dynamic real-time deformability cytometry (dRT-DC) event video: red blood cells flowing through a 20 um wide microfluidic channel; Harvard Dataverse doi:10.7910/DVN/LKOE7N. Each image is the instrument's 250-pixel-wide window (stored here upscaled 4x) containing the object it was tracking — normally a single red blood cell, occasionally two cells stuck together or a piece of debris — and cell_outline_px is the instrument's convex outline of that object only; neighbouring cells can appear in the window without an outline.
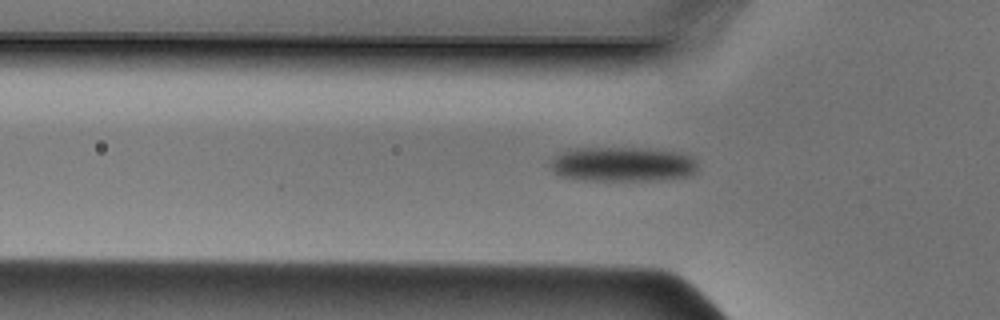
{"species": "Egyptian fruit bat (a non-hibernating species)", "species_latin": "Rousettus aegyptiacus", "temperature_condition": "cold", "stored_images_in_passage": 35, "camera_frame_rate_fps": 3000, "um_per_image_px": 0.085, "animal": {"sex": "male"}, "frame": {"image": 1, "passage_image": 7, "time_ms": 2.0, "image_size_px": [1000, 320], "cell_outline_px": [[684, 168], [668, 172], [584, 172], [564, 168], [564, 164], [568, 160], [576, 156], [660, 156], [680, 160], [684, 164]], "centroid_in_image_um": [53.0, 13.95], "position_along_channel_um": 72.8, "area_um2": 12.6}}
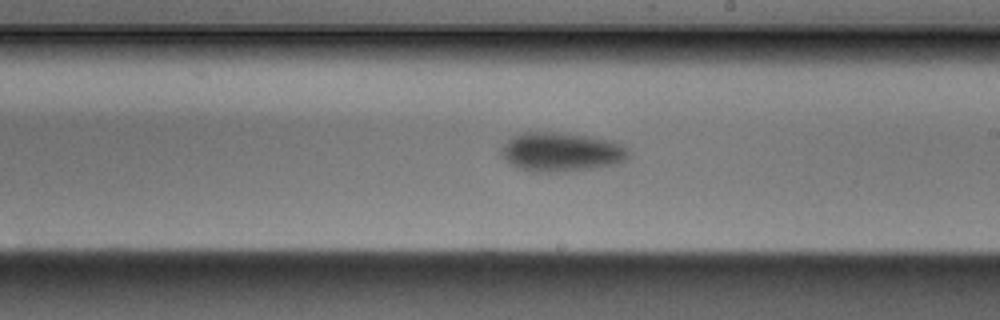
{"frame": {"image": 2, "passage_image": 19, "time_ms": 6.0, "image_size_px": [1000, 320], "cell_outline_px": [[616, 152], [612, 156], [592, 160], [524, 160], [516, 156], [512, 152], [512, 148], [520, 140], [568, 140], [596, 144], [608, 148]], "centroid_in_image_um": [47.58, 12.79], "position_along_channel_um": 241.4, "area_um2": 12.54}}
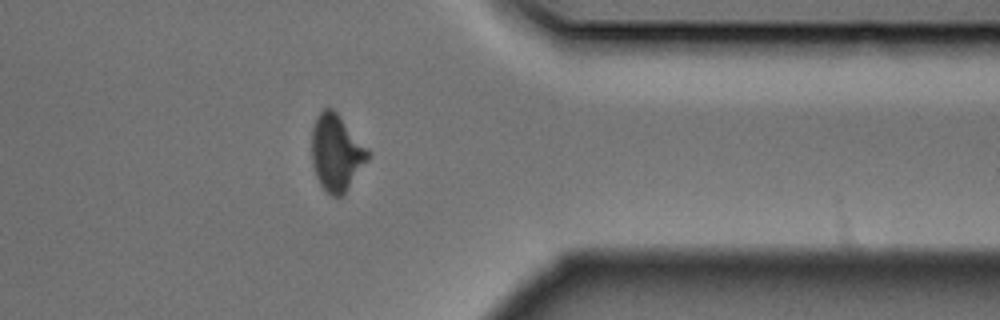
{"frame": {"image": 3, "passage_image": 30, "time_ms": 9.667, "image_size_px": [1000, 320], "cell_outline_px": [[368, 156], [344, 188], [340, 192], [332, 192], [324, 184], [320, 176], [316, 164], [316, 124], [320, 116], [324, 112], [332, 112], [336, 116], [368, 152]], "centroid_in_image_um": [28.64, 12.96], "position_along_channel_um": 382.8, "area_um2": 19.88}}